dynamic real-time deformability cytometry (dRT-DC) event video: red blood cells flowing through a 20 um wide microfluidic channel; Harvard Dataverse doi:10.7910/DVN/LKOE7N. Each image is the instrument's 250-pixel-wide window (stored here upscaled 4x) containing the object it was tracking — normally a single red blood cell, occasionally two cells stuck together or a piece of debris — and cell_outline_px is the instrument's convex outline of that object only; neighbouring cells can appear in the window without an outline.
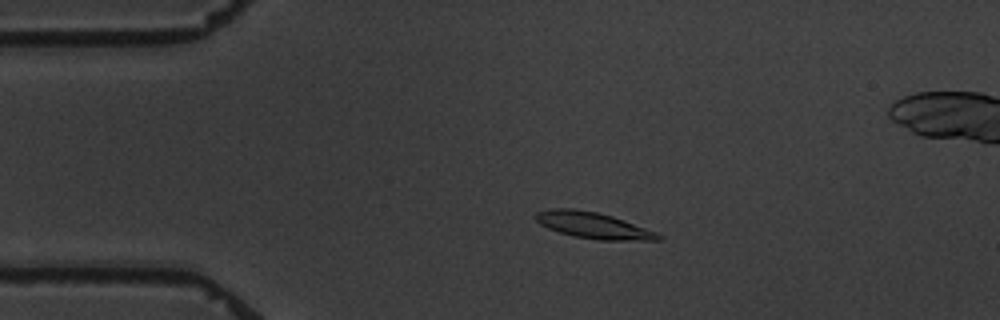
{"species": "common noctule bat (a hibernating species)", "species_latin": "Nyctalus noctula", "temperature_condition": "warm", "stored_images_in_passage": 6, "camera_frame_rate_fps": 3000, "um_per_image_px": 0.085, "animal": {"sex": "male", "body_mass_g": 19.5, "forearm_length_mm": 54.6}, "frame": {"image": 1, "passage_image": 4, "time_ms": 3.333, "image_size_px": [1000, 320], "cell_outline_px": [[664, 240], [596, 240], [576, 236], [560, 232], [548, 228], [540, 224], [532, 216], [536, 212], [552, 208], [572, 208], [596, 212], [612, 216], [624, 220], [656, 232], [664, 236]], "centroid_in_image_um": [50.42, 19.15], "position_along_channel_um": 34.6, "area_um2": 18.73}}